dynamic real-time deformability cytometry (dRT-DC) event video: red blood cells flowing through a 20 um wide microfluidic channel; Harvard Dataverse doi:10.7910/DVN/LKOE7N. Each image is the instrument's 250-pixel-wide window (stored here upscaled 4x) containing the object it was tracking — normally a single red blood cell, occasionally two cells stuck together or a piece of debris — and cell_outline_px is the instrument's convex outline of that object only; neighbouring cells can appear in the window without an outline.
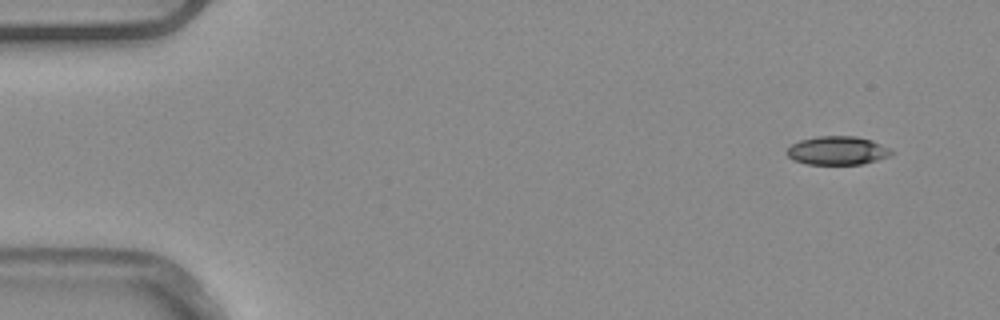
{"species": "common noctule bat (a hibernating species)", "species_latin": "Nyctalus noctula", "temperature_condition": "warm", "stored_images_in_passage": 5, "camera_frame_rate_fps": 3000, "um_per_image_px": 0.085, "animal": {"sex": "male", "body_mass_g": 20.4}, "frame": {"image": 1, "passage_image": 1, "time_ms": 0.0, "image_size_px": [1000, 320], "cell_outline_px": [[896, 152], [888, 156], [876, 160], [860, 164], [808, 164], [792, 160], [784, 152], [792, 144], [800, 140], [816, 136], [856, 136], [872, 140]], "centroid_in_image_um": [71.15, 12.79], "position_along_channel_um": 13.9, "area_um2": 17.4}}
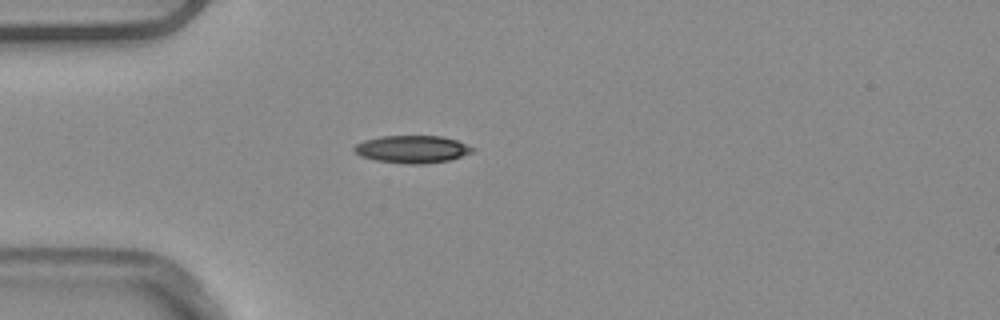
{"frame": {"image": 2, "passage_image": 4, "time_ms": 1.0, "image_size_px": [1000, 320], "cell_outline_px": [[476, 148], [472, 152], [448, 160], [424, 164], [408, 164], [376, 160], [360, 156], [352, 148], [356, 144], [364, 140], [380, 136], [440, 136], [456, 140]], "centroid_in_image_um": [35.02, 12.68], "position_along_channel_um": 50.0, "area_um2": 18.84}}